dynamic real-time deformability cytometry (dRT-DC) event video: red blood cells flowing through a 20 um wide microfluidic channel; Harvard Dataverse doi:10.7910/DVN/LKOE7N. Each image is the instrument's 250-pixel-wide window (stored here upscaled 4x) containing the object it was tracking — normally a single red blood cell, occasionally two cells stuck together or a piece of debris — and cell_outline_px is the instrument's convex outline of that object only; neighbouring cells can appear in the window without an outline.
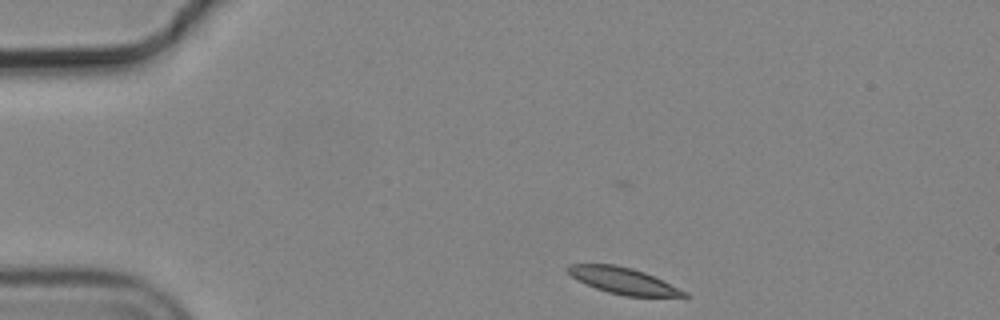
{"species": "common noctule bat (a hibernating species)", "species_latin": "Nyctalus noctula", "temperature_condition": "cold", "stored_images_in_passage": 9, "camera_frame_rate_fps": 3000, "um_per_image_px": 0.085, "animal": {"sex": "male", "body_mass_g": 19.2, "forearm_length_mm": 51.8}, "frame": {"image": 1, "passage_image": 1, "time_ms": 0.0, "image_size_px": [1000, 320], "cell_outline_px": [[688, 296], [624, 296], [608, 292], [596, 288], [576, 280], [564, 268], [568, 264], [616, 264], [632, 268], [644, 272], [688, 292]], "centroid_in_image_um": [52.92, 23.85], "position_along_channel_um": 32.1, "area_um2": 17.74}}